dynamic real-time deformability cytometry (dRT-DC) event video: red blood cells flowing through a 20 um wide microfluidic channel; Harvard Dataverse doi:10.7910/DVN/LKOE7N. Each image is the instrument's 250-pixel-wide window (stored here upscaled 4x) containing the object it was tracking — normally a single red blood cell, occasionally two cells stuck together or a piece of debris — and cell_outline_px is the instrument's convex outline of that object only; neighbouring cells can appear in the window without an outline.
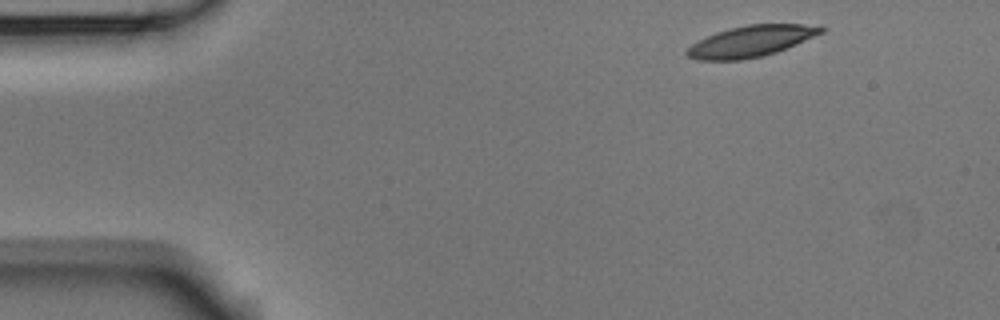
{"species": "Egyptian fruit bat (a non-hibernating species)", "species_latin": "Rousettus aegyptiacus", "temperature_condition": "room temperature", "stored_images_in_passage": 3, "camera_frame_rate_fps": 3000, "um_per_image_px": 0.085, "animal": {"sex": "male"}, "frame": {"image": 1, "passage_image": 1, "time_ms": 0.0, "image_size_px": [1000, 320], "cell_outline_px": [[824, 32], [796, 44], [776, 52], [760, 56], [740, 60], [696, 60], [688, 56], [684, 52], [692, 44], [716, 32], [728, 28], [748, 24], [804, 24], [824, 28]], "centroid_in_image_um": [63.8, 3.5], "position_along_channel_um": 21.2, "area_um2": 24.04}}